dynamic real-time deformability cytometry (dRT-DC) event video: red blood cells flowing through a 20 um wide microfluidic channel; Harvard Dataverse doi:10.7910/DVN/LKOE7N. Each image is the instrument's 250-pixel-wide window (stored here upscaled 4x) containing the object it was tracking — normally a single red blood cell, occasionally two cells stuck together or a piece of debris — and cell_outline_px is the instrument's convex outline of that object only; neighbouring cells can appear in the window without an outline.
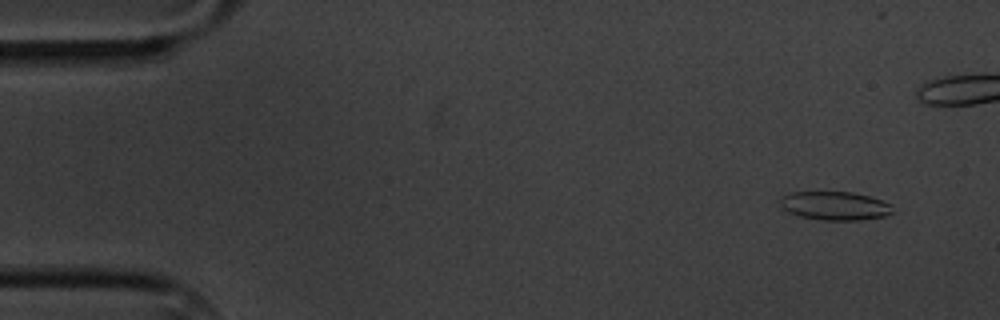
{"species": "common noctule bat (a hibernating species)", "species_latin": "Nyctalus noctula", "temperature_condition": "cold", "stored_images_in_passage": 7, "camera_frame_rate_fps": 3000, "um_per_image_px": 0.085, "animal": {"sex": "male", "body_mass_g": 20.1, "forearm_length_mm": 53.5}, "frame": {"image": 1, "passage_image": 2, "time_ms": 1.0, "image_size_px": [1000, 320], "cell_outline_px": [[892, 212], [884, 216], [860, 220], [820, 220], [800, 216], [788, 212], [780, 204], [780, 196], [792, 192], [852, 192], [868, 196], [892, 204]], "centroid_in_image_um": [70.94, 17.49], "position_along_channel_um": 14.1, "area_um2": 18.67}}
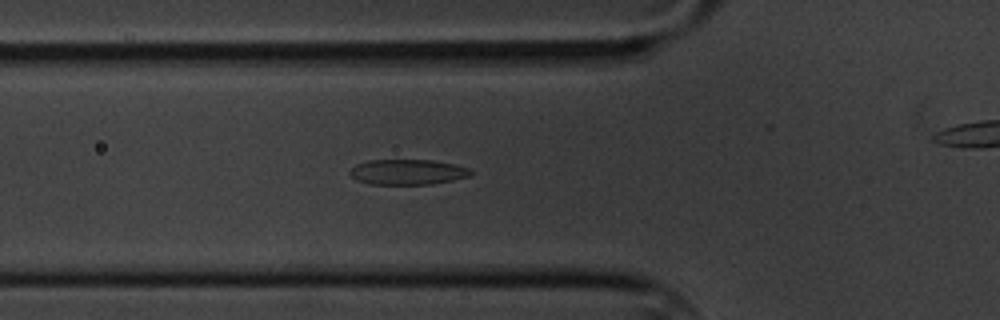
{"frame": {"image": 2, "passage_image": 6, "time_ms": 6.333, "image_size_px": [1000, 320], "cell_outline_px": [[472, 172], [468, 176], [452, 180], [432, 184], [368, 184], [356, 180], [348, 172], [356, 164], [368, 160], [432, 160], [456, 164], [472, 168]], "centroid_in_image_um": [34.65, 14.61], "position_along_channel_um": 91.2, "area_um2": 17.92}}